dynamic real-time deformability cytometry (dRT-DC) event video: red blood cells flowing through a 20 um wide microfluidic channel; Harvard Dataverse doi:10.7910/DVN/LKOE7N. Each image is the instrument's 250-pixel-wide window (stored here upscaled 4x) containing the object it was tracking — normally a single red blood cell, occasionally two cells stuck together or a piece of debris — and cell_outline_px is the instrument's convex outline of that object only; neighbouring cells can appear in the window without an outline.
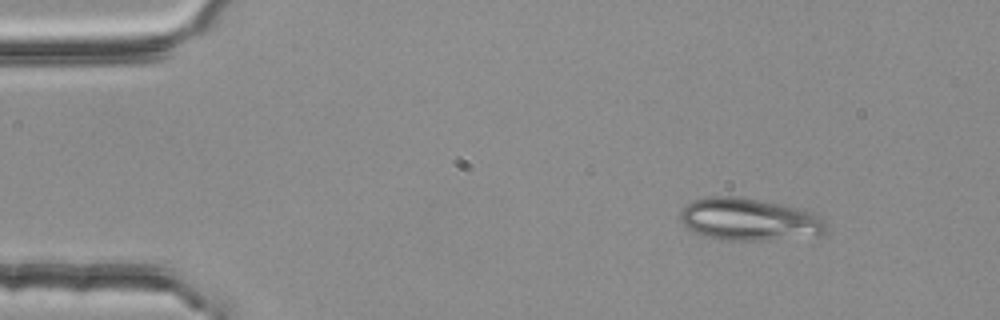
{"species": "common noctule bat (a hibernating species)", "species_latin": "Nyctalus noctula", "temperature_condition": "room temperature", "stored_images_in_passage": 3, "camera_frame_rate_fps": 3000, "um_per_image_px": 0.085, "animal": {"sex": "female", "body_mass_g": 25.1}, "frame": {"image": 1, "passage_image": 1, "time_ms": 0.0, "image_size_px": [1000, 320], "cell_outline_px": [[828, 228], [820, 236], [768, 240], [720, 240], [688, 228], [680, 220], [680, 212], [692, 200], [712, 196], [740, 196], [760, 200], [812, 212], [824, 220]], "centroid_in_image_um": [63.71, 18.66], "position_along_channel_um": 21.3, "area_um2": 35.78}}